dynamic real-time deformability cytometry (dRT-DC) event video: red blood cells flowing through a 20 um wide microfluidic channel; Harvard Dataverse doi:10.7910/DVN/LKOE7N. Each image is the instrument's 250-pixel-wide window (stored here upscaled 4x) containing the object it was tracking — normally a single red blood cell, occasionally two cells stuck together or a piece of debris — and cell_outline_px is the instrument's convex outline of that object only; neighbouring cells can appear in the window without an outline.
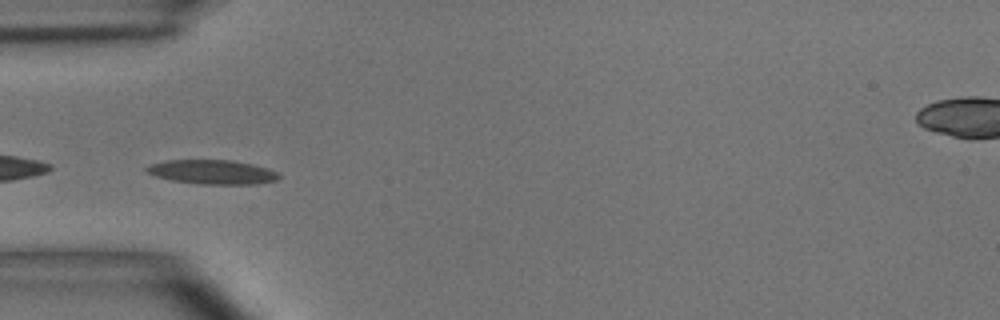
{"species": "common noctule bat (a hibernating species)", "species_latin": "Nyctalus noctula", "temperature_condition": "room temperature", "stored_images_in_passage": 6, "camera_frame_rate_fps": 3000, "um_per_image_px": 0.085, "animal": {"sex": "male", "body_mass_g": 15.6}, "frame": {"image": 1, "passage_image": 6, "time_ms": 6.0, "image_size_px": [1000, 320], "cell_outline_px": [[280, 176], [276, 180], [256, 184], [200, 184], [172, 180], [156, 176], [148, 172], [144, 168], [148, 164], [168, 160], [232, 160], [252, 164], [268, 168], [280, 172]], "centroid_in_image_um": [18.07, 14.61], "position_along_channel_um": 66.9, "area_um2": 18.73}}